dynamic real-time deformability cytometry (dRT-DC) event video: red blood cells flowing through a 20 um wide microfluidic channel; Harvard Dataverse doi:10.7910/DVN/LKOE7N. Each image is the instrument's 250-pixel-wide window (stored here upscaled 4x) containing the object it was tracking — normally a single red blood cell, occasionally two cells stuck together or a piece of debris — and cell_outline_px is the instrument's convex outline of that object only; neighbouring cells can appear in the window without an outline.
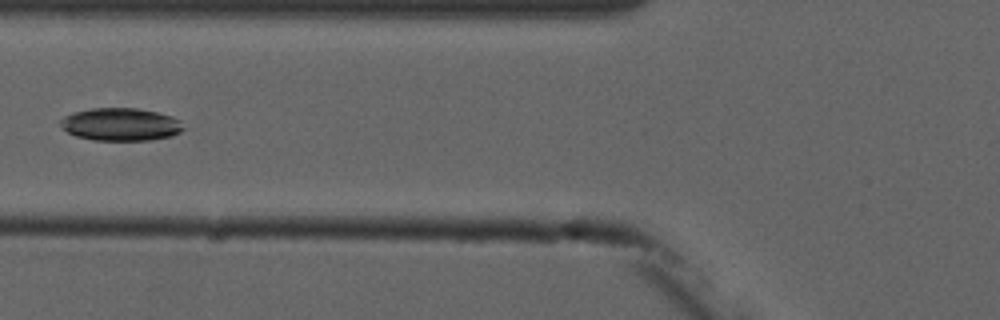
{"species": "common noctule bat (a hibernating species)", "species_latin": "Nyctalus noctula", "temperature_condition": "cold", "stored_images_in_passage": 7, "camera_frame_rate_fps": 3000, "um_per_image_px": 0.085, "animal": {"sex": "male", "forearm_length_mm": 52.5}, "frame": {"image": 1, "passage_image": 6, "time_ms": 5.667, "image_size_px": [1000, 320], "cell_outline_px": [[184, 128], [180, 132], [172, 136], [148, 140], [96, 140], [76, 136], [68, 132], [60, 124], [60, 120], [64, 116], [76, 112], [92, 108], [136, 108], [156, 112], [172, 116], [180, 120]], "centroid_in_image_um": [10.28, 10.57], "position_along_channel_um": 115.5, "area_um2": 23.29}}
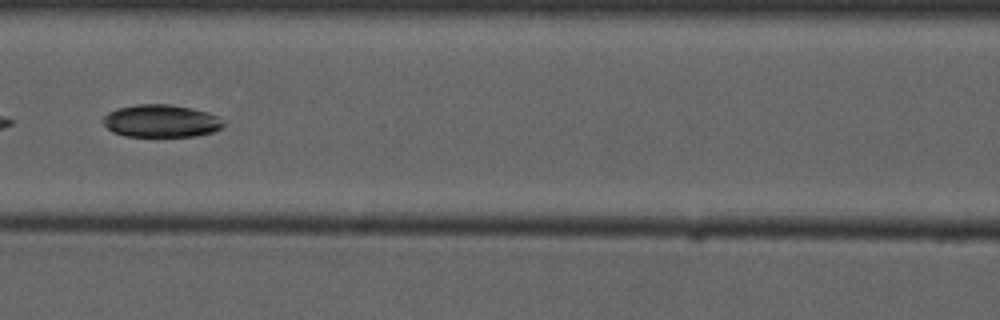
{"frame": {"image": 2, "passage_image": 7, "time_ms": 6.667, "image_size_px": [1000, 320], "cell_outline_px": [[224, 124], [220, 128], [212, 132], [196, 136], [124, 136], [112, 132], [100, 120], [108, 112], [116, 108], [136, 104], [168, 104], [192, 108], [208, 112], [216, 116]], "centroid_in_image_um": [13.63, 10.28], "position_along_channel_um": 153.0, "area_um2": 22.89}}